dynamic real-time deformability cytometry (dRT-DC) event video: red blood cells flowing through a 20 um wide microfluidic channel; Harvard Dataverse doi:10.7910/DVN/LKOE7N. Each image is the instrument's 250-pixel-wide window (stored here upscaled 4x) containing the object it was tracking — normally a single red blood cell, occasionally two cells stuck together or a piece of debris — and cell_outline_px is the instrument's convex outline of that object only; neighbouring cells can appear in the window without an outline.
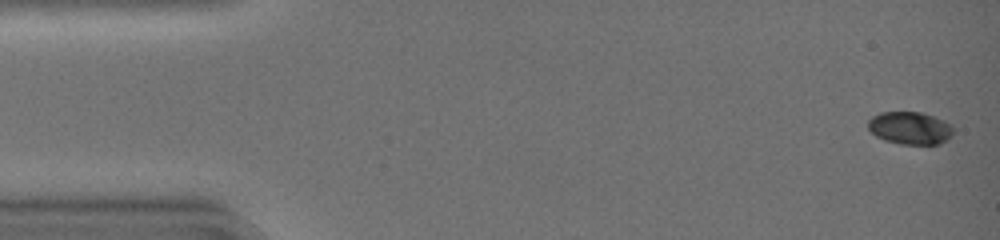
{"species": "common noctule bat (a hibernating species)", "species_latin": "Nyctalus noctula", "temperature_condition": "warm", "stored_images_in_passage": 33, "camera_frame_rate_fps": 3000, "um_per_image_px": 0.085, "animal": {"sex": "female", "body_mass_g": 19.0, "forearm_length_mm": 51.5}, "frame": {"image": 1, "passage_image": 2, "time_ms": 0.333, "image_size_px": [1000, 240], "cell_outline_px": [[952, 136], [948, 140], [940, 144], [900, 144], [884, 140], [876, 136], [868, 128], [868, 120], [872, 116], [880, 112], [924, 112], [944, 120], [952, 124]], "centroid_in_image_um": [77.37, 10.88], "position_along_channel_um": 7.6, "area_um2": 16.42}}
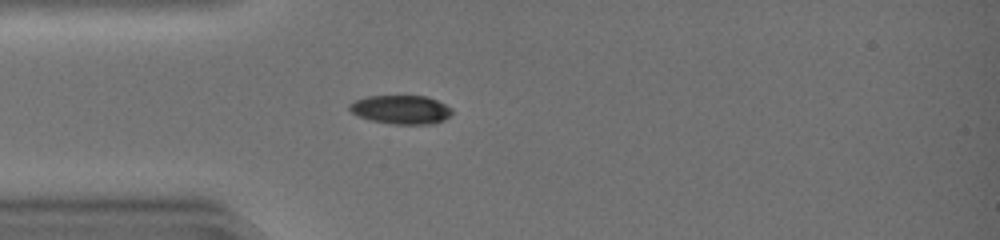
{"frame": {"image": 2, "passage_image": 14, "time_ms": 4.333, "image_size_px": [1000, 240], "cell_outline_px": [[452, 112], [444, 120], [432, 124], [392, 124], [372, 120], [360, 116], [352, 112], [348, 108], [348, 104], [356, 100], [368, 96], [428, 96], [452, 108]], "centroid_in_image_um": [34.09, 9.31], "position_along_channel_um": 50.9, "area_um2": 17.05}}
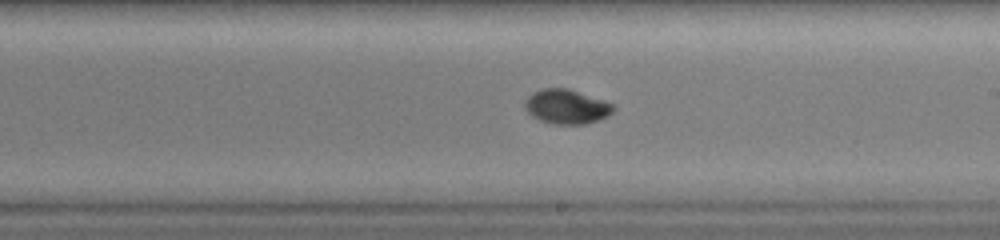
{"frame": {"image": 3, "passage_image": 28, "time_ms": 9.0, "image_size_px": [1000, 240], "cell_outline_px": [[616, 108], [608, 116], [600, 120], [584, 124], [552, 124], [540, 120], [532, 116], [524, 108], [524, 100], [532, 92], [540, 88], [568, 88], [616, 104]], "centroid_in_image_um": [48.17, 9.06], "position_along_channel_um": 240.8, "area_um2": 18.09}}